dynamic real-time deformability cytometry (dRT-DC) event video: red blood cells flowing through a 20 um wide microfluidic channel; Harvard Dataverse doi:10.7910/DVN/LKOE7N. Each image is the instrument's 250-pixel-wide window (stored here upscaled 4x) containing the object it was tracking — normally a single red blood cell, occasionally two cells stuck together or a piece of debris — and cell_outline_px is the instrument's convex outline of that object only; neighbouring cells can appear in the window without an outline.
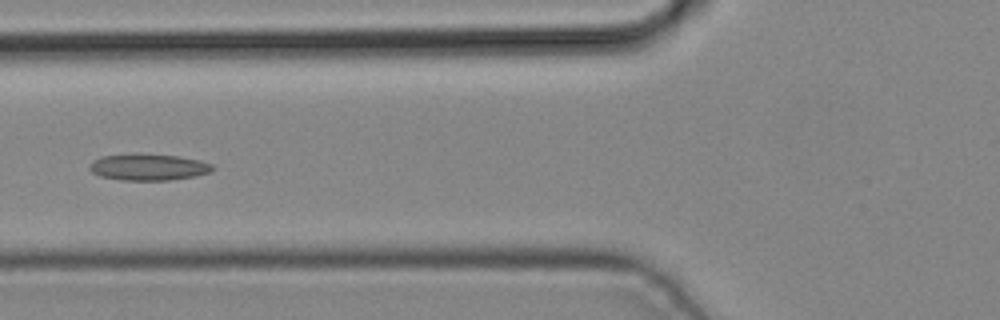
{"species": "common noctule bat (a hibernating species)", "species_latin": "Nyctalus noctula", "temperature_condition": "cold", "stored_images_in_passage": 5, "camera_frame_rate_fps": 3000, "um_per_image_px": 0.085, "animal": {"sex": "male", "body_mass_g": 19.2, "forearm_length_mm": 51.8}, "frame": {"image": 1, "passage_image": 4, "time_ms": 1.0, "image_size_px": [1000, 320], "cell_outline_px": [[216, 168], [212, 172], [196, 176], [168, 180], [124, 180], [100, 176], [92, 172], [88, 168], [88, 164], [92, 160], [100, 156], [140, 152], [176, 156], [200, 160], [212, 164]], "centroid_in_image_um": [12.6, 14.18], "position_along_channel_um": 113.2, "area_um2": 19.48}}
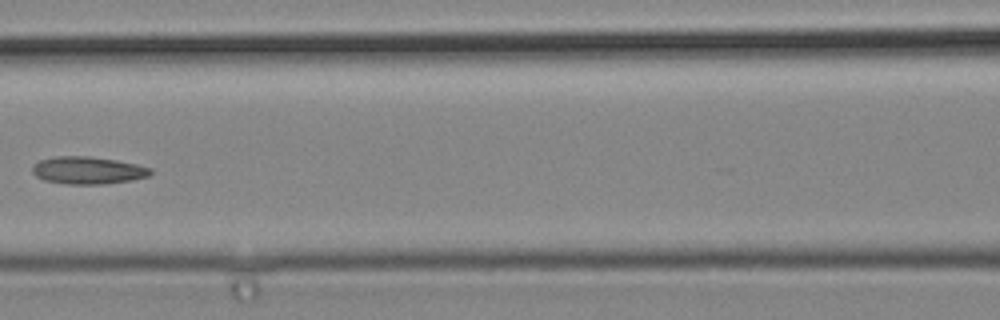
{"frame": {"image": 2, "passage_image": 5, "time_ms": 1.333, "image_size_px": [1000, 320], "cell_outline_px": [[152, 172], [148, 176], [132, 180], [104, 184], [64, 184], [44, 180], [36, 176], [32, 172], [32, 168], [40, 160], [56, 156], [88, 156], [116, 160], [136, 164], [152, 168]], "centroid_in_image_um": [7.48, 14.48], "position_along_channel_um": 159.1, "area_um2": 18.84}}